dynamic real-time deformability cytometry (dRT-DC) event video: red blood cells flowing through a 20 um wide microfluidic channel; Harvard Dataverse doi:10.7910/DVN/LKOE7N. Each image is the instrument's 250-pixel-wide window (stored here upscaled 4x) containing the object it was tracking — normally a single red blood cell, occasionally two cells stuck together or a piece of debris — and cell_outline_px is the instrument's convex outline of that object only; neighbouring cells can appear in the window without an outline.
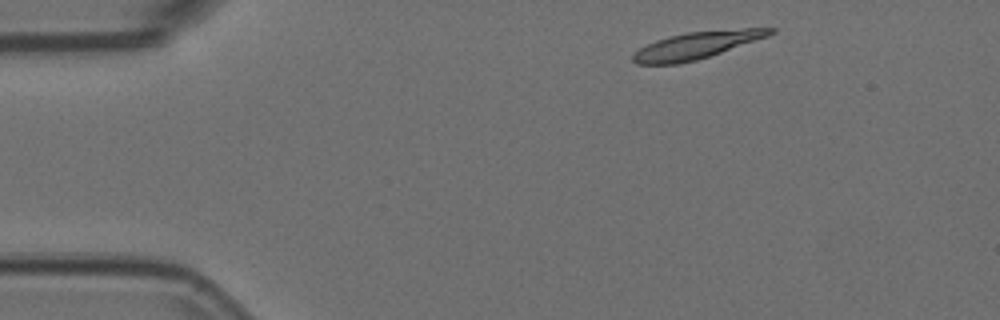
{"species": "Egyptian fruit bat (a non-hibernating species)", "species_latin": "Rousettus aegyptiacus", "temperature_condition": "room temperature", "stored_images_in_passage": 2, "camera_frame_rate_fps": 3000, "um_per_image_px": 0.085, "animal": {"sex": "female"}, "frame": {"image": 1, "passage_image": 2, "time_ms": 0.333, "image_size_px": [1000, 320], "cell_outline_px": [[776, 32], [768, 36], [696, 60], [676, 64], [636, 64], [632, 60], [632, 56], [640, 48], [656, 40], [668, 36], [688, 32], [744, 28], [776, 28]], "centroid_in_image_um": [59.2, 3.84], "position_along_channel_um": 25.8, "area_um2": 21.27}}